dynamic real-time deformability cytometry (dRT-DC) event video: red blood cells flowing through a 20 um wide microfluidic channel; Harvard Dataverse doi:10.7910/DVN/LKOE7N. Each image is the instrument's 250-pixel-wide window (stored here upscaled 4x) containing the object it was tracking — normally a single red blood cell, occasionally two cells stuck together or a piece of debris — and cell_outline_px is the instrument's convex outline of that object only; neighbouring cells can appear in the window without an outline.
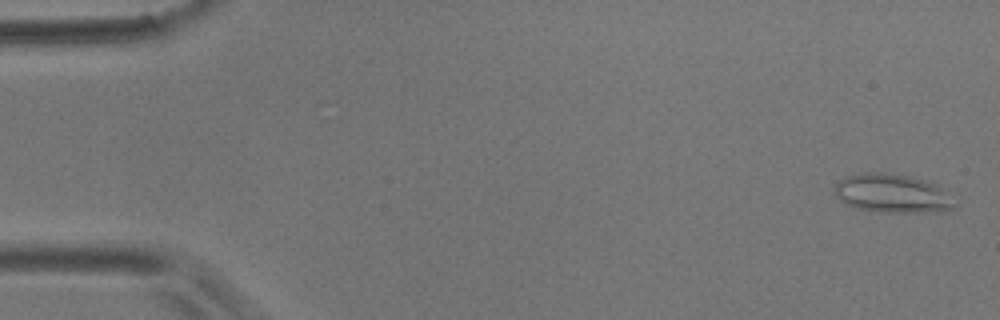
{"species": "common noctule bat (a hibernating species)", "species_latin": "Nyctalus noctula", "temperature_condition": "room temperature", "stored_images_in_passage": 5, "camera_frame_rate_fps": 3000, "um_per_image_px": 0.085, "animal": {"sex": "male", "body_mass_g": 17.9}, "frame": {"image": 1, "passage_image": 1, "time_ms": 0.0, "image_size_px": [1000, 320], "cell_outline_px": [[956, 204], [952, 208], [940, 212], [884, 212], [856, 208], [840, 200], [832, 192], [832, 188], [844, 176], [864, 172], [884, 172], [908, 176], [924, 180], [936, 184]], "centroid_in_image_um": [75.78, 16.43], "position_along_channel_um": 9.2, "area_um2": 26.99}}